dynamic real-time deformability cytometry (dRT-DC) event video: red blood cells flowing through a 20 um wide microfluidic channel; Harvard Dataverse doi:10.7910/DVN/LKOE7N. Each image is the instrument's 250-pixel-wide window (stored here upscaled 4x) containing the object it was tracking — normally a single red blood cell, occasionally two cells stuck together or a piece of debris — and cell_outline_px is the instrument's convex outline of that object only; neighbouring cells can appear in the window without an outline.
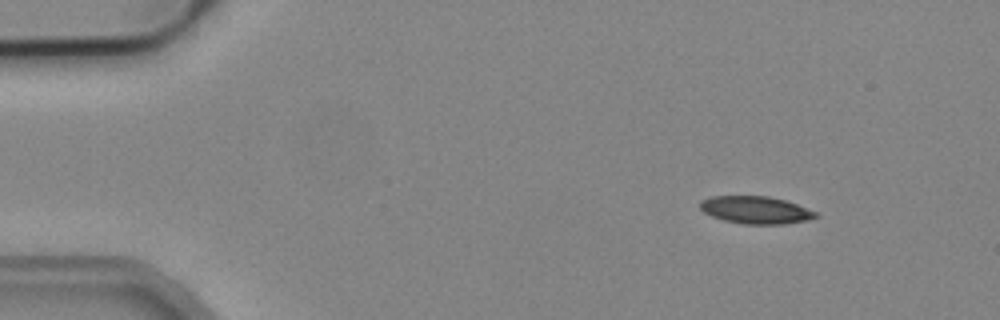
{"species": "common noctule bat (a hibernating species)", "species_latin": "Nyctalus noctula", "temperature_condition": "cold", "stored_images_in_passage": 4, "camera_frame_rate_fps": 3000, "um_per_image_px": 0.085, "animal": {"sex": "male", "body_mass_g": 19.2, "forearm_length_mm": 51.8}, "frame": {"image": 1, "passage_image": 1, "time_ms": 0.0, "image_size_px": [1000, 320], "cell_outline_px": [[820, 216], [808, 220], [784, 224], [744, 224], [724, 220], [712, 216], [704, 212], [700, 208], [700, 200], [712, 196], [768, 196], [784, 200], [796, 204], [816, 212]], "centroid_in_image_um": [64.23, 17.85], "position_along_channel_um": 20.8, "area_um2": 18.44}}